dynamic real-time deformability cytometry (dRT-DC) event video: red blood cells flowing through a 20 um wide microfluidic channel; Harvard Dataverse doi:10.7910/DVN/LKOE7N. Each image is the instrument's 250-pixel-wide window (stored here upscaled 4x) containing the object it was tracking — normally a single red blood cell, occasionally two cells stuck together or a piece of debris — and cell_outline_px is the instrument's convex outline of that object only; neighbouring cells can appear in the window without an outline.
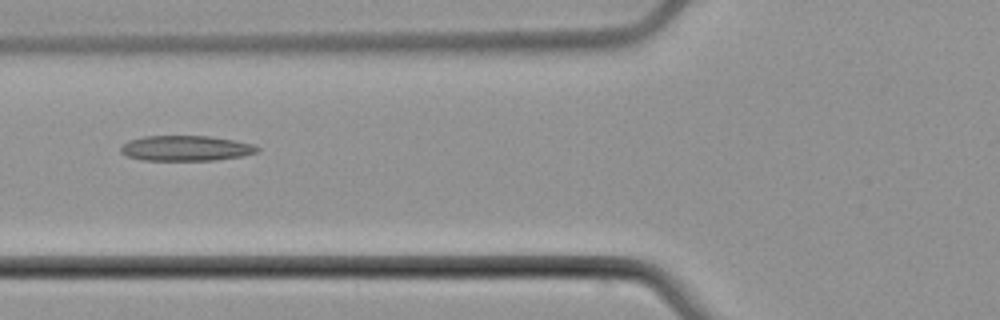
{"species": "common noctule bat (a hibernating species)", "species_latin": "Nyctalus noctula", "temperature_condition": "cold", "stored_images_in_passage": 3, "camera_frame_rate_fps": 3000, "um_per_image_px": 0.085, "animal": {"sex": "male", "body_mass_g": 21.5, "forearm_length_mm": 52.0}, "frame": {"image": 1, "passage_image": 3, "time_ms": 2.667, "image_size_px": [1000, 320], "cell_outline_px": [[260, 148], [256, 152], [244, 156], [216, 160], [144, 160], [128, 156], [120, 152], [120, 144], [128, 140], [144, 136], [208, 136], [232, 140], [252, 144]], "centroid_in_image_um": [15.76, 12.6], "position_along_channel_um": 110.0, "area_um2": 20.11}}